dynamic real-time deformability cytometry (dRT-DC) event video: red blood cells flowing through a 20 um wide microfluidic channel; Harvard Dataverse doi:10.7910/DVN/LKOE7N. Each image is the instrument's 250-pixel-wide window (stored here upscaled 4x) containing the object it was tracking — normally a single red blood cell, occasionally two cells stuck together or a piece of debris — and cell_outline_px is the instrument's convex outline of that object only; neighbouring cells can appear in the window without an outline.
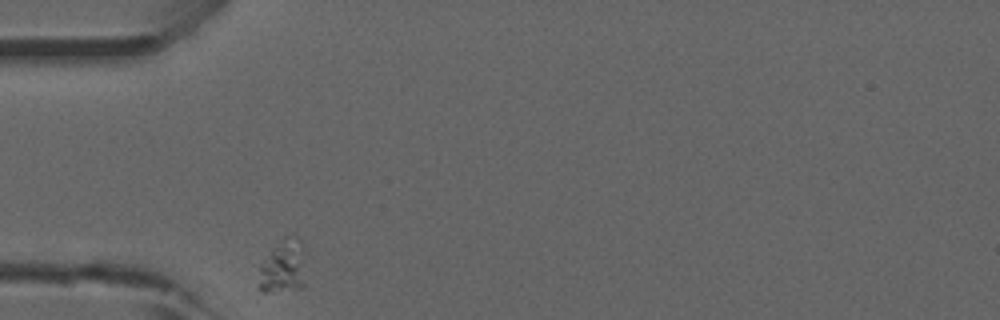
{"species": "common noctule bat (a hibernating species)", "species_latin": "Nyctalus noctula", "temperature_condition": "room temperature", "stored_images_in_passage": 34, "camera_frame_rate_fps": 3000, "um_per_image_px": 0.085, "animal": {"sex": "male", "forearm_length_mm": 52.5}, "frame": {"image": 1, "passage_image": 1, "time_ms": 0.0, "image_size_px": [1000, 320], "cell_outline_px": [[304, 288], [264, 292], [256, 284], [260, 264], [272, 248], [296, 236], [300, 236], [304, 284]], "centroid_in_image_um": [24.0, 22.75], "position_along_channel_um": 61.0, "area_um2": 14.05}}
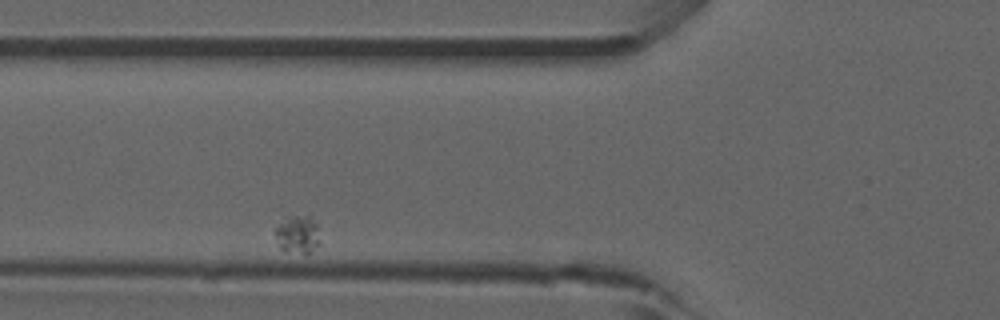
{"frame": {"image": 2, "passage_image": 6, "time_ms": 1.667, "image_size_px": [1000, 320], "cell_outline_px": [[316, 244], [308, 256], [304, 256], [280, 248], [272, 232], [284, 216], [308, 212], [316, 224]], "centroid_in_image_um": [25.21, 19.87], "position_along_channel_um": 100.6, "area_um2": 10.29}}
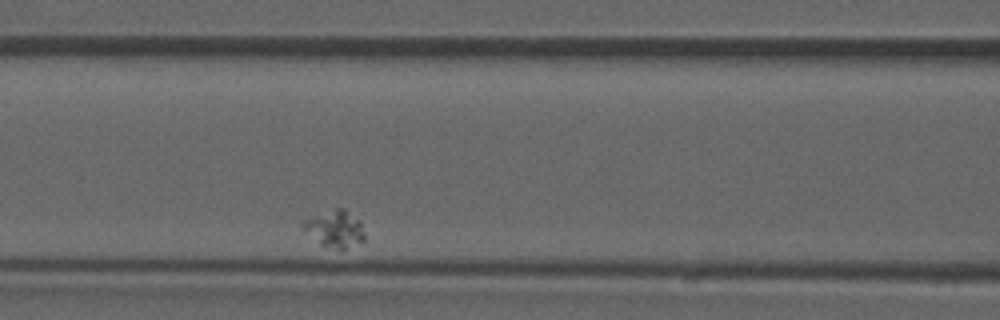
{"frame": {"image": 3, "passage_image": 10, "time_ms": 3.0, "image_size_px": [1000, 320], "cell_outline_px": [[364, 240], [344, 248], [336, 248], [320, 244], [300, 228], [304, 220], [336, 208], [344, 208], [360, 220], [364, 232]], "centroid_in_image_um": [28.45, 19.43], "position_along_channel_um": 138.1, "area_um2": 12.89}}